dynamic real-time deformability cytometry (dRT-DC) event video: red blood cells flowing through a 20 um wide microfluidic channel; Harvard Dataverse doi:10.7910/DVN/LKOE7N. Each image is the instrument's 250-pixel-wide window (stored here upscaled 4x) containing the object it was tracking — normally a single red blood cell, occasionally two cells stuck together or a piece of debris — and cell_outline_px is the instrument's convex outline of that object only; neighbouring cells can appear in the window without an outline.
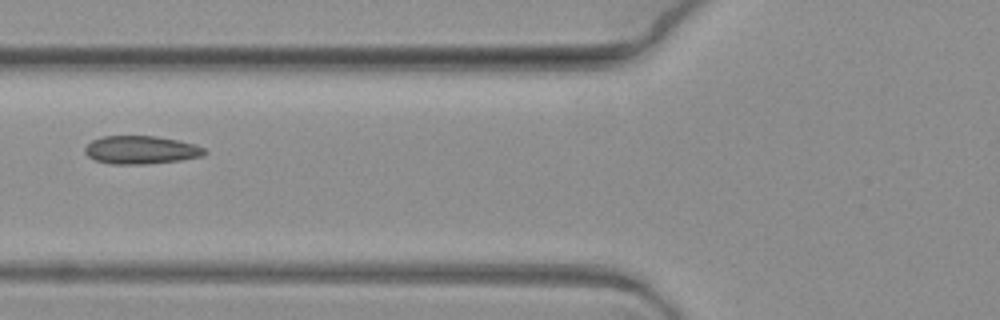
{"species": "common noctule bat (a hibernating species)", "species_latin": "Nyctalus noctula", "temperature_condition": "warm", "stored_images_in_passage": 2, "camera_frame_rate_fps": 3000, "um_per_image_px": 0.085, "animal": {"sex": "female", "body_mass_g": 19.3, "forearm_length_mm": 54.1}, "frame": {"image": 1, "passage_image": 2, "time_ms": 0.333, "image_size_px": [1000, 320], "cell_outline_px": [[208, 152], [204, 156], [180, 160], [148, 164], [108, 164], [96, 160], [88, 156], [84, 152], [84, 148], [92, 140], [104, 136], [156, 136], [196, 144], [204, 148]], "centroid_in_image_um": [12.0, 12.75], "position_along_channel_um": 113.8, "area_um2": 19.71}}